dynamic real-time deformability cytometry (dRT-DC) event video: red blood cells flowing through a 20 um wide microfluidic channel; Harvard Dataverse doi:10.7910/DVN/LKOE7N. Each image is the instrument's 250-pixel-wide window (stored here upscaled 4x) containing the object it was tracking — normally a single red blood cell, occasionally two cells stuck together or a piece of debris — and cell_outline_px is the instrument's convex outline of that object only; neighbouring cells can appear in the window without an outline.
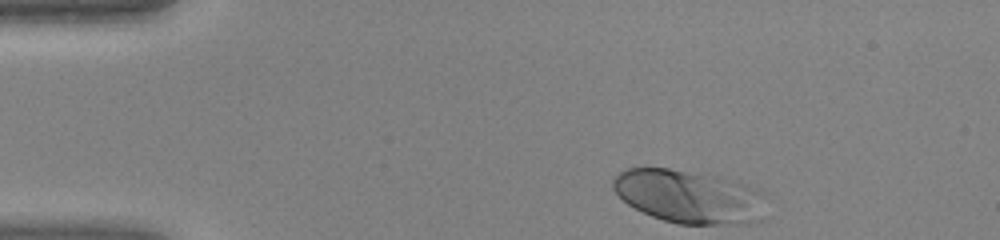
{"species": "human", "species_latin": "Homo sapiens", "temperature_condition": "warm", "stored_images_in_passage": 32, "camera_frame_rate_fps": 3000, "um_per_image_px": 0.085, "donor": {"sex": "female"}, "frame": {"image": 1, "passage_image": 1, "time_ms": 0.0, "image_size_px": [1000, 240], "cell_outline_px": [[764, 220], [748, 224], [680, 224], [664, 220], [652, 216], [628, 204], [612, 188], [612, 180], [620, 172], [628, 168], [668, 168], [720, 176], [740, 180], [760, 188], [764, 192]], "centroid_in_image_um": [58.68, 16.7], "position_along_channel_um": 26.3, "area_um2": 48.38}}
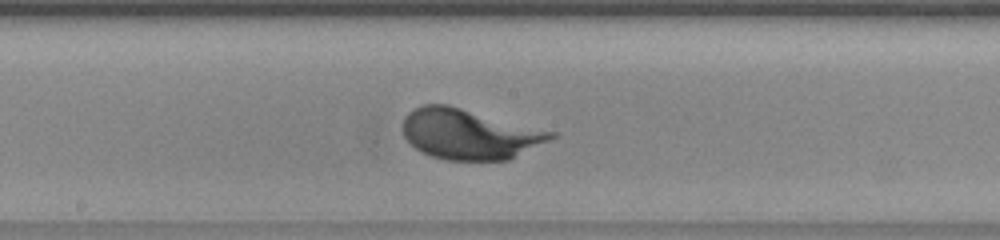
{"frame": {"image": 2, "passage_image": 18, "time_ms": 5.667, "image_size_px": [1000, 240], "cell_outline_px": [[560, 136], [508, 160], [444, 160], [420, 152], [404, 136], [404, 116], [412, 108], [420, 104], [448, 104], [556, 132]], "centroid_in_image_um": [39.91, 11.39], "position_along_channel_um": 208.3, "area_um2": 43.7}}
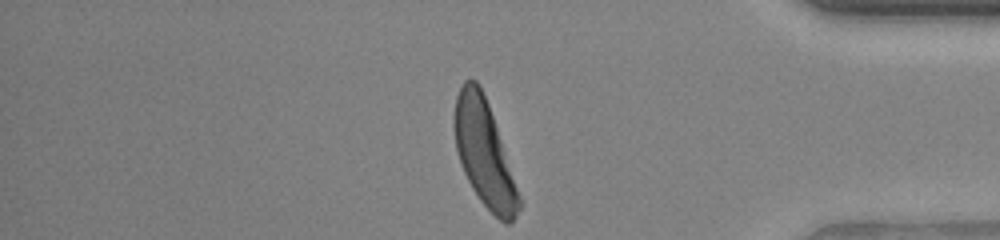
{"frame": {"image": 3, "passage_image": 32, "time_ms": 10.333, "image_size_px": [1000, 240], "cell_outline_px": [[524, 204], [516, 216], [508, 224], [504, 224], [480, 200], [472, 188], [464, 172], [456, 148], [452, 124], [452, 120], [456, 96], [464, 80], [476, 80], [480, 84], [488, 104]], "centroid_in_image_um": [41.16, 13.04], "position_along_channel_um": 394.0, "area_um2": 39.88}}